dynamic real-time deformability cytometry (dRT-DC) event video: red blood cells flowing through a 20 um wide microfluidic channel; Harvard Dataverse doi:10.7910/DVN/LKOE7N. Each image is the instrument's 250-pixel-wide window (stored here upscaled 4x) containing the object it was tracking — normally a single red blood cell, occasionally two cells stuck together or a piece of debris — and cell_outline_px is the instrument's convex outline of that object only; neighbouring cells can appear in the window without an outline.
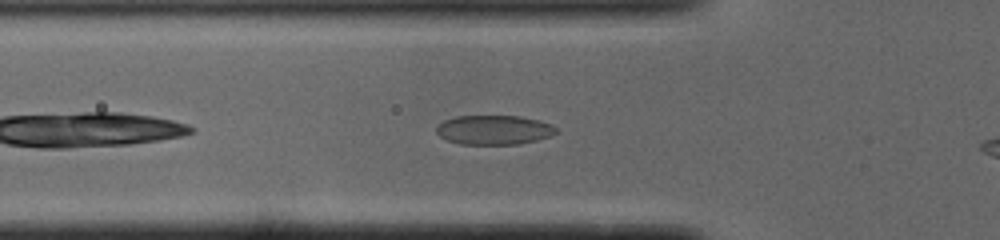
{"species": "common noctule bat (a hibernating species)", "species_latin": "Nyctalus noctula", "temperature_condition": "cold", "stored_images_in_passage": 33, "camera_frame_rate_fps": 3000, "um_per_image_px": 0.085, "animal": {"sex": "male", "body_mass_g": 19.0, "forearm_length_mm": 50.8}, "frame": {"image": 1, "passage_image": 5, "time_ms": 1.333, "image_size_px": [1000, 240], "cell_outline_px": [[556, 132], [548, 136], [536, 140], [520, 144], [460, 144], [448, 140], [440, 136], [436, 132], [436, 128], [444, 120], [456, 116], [520, 116], [552, 124], [556, 128]], "centroid_in_image_um": [41.97, 11.04], "position_along_channel_um": 83.8, "area_um2": 20.29}}
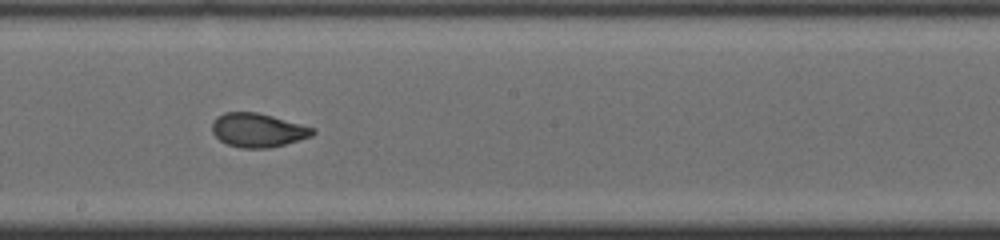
{"frame": {"image": 2, "passage_image": 16, "time_ms": 5.0, "image_size_px": [1000, 240], "cell_outline_px": [[316, 132], [312, 136], [284, 144], [268, 148], [240, 148], [228, 144], [220, 140], [212, 132], [212, 124], [216, 116], [224, 112], [256, 112], [272, 116], [316, 128]], "centroid_in_image_um": [21.92, 11.06], "position_along_channel_um": 226.3, "area_um2": 19.83}}
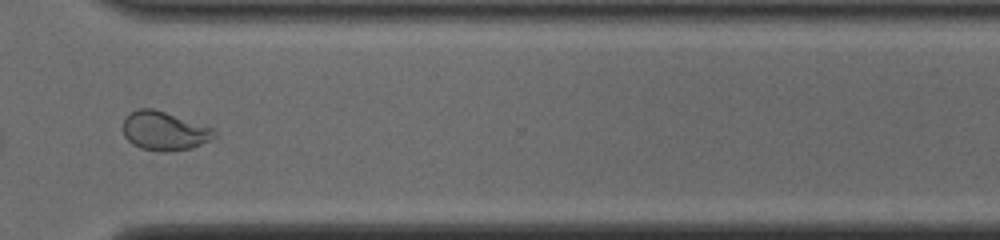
{"frame": {"image": 3, "passage_image": 26, "time_ms": 8.333, "image_size_px": [1000, 240], "cell_outline_px": [[216, 136], [192, 148], [168, 152], [160, 152], [140, 148], [132, 144], [124, 136], [124, 120], [128, 112], [136, 108], [152, 108], [212, 128], [216, 132]], "centroid_in_image_um": [13.92, 11.14], "position_along_channel_um": 356.7, "area_um2": 20.52}, "authors_computed_cell_mechanics": {"area_um2": 20.0566, "velocity_mm_per_s": 3.8938, "shape_relaxation_time_tau1_ms": 7.4182, "shape_relaxation_time_tau2_ms": 0.9745, "deformation_change_tau1": 0.205, "deformation_change_tau2": 0.0601}}